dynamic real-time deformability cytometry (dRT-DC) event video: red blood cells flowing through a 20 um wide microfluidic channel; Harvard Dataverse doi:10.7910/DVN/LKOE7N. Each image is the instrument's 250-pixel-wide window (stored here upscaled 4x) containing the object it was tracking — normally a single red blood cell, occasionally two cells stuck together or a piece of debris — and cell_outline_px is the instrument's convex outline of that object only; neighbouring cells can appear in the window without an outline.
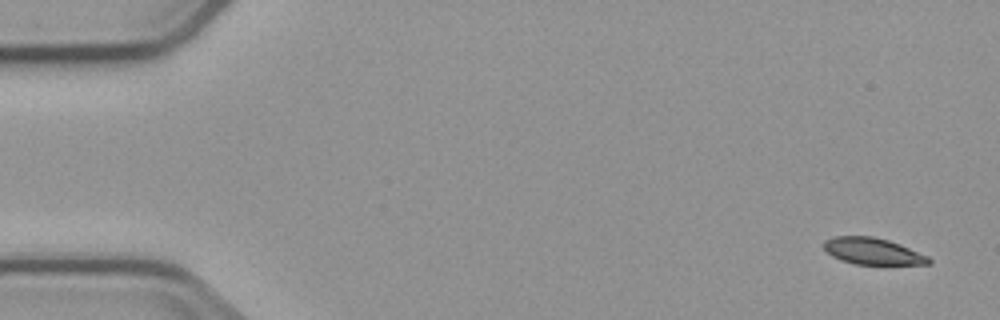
{"species": "common noctule bat (a hibernating species)", "species_latin": "Nyctalus noctula", "temperature_condition": "cold", "stored_images_in_passage": 4, "camera_frame_rate_fps": 3000, "um_per_image_px": 0.085, "animal": {"sex": "male", "body_mass_g": 23.1, "forearm_length_mm": 52.7}, "frame": {"image": 1, "passage_image": 1, "time_ms": 0.0, "image_size_px": [1000, 320], "cell_outline_px": [[932, 264], [856, 264], [840, 260], [832, 256], [824, 248], [824, 240], [832, 236], [872, 236], [888, 240], [900, 244], [928, 256], [932, 260]], "centroid_in_image_um": [74.17, 21.35], "position_along_channel_um": 10.8, "area_um2": 16.24}}
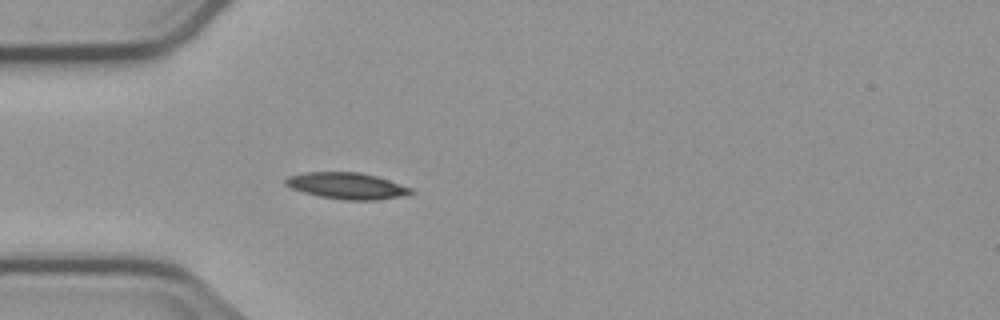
{"frame": {"image": 2, "passage_image": 4, "time_ms": 4.667, "image_size_px": [1000, 320], "cell_outline_px": [[416, 192], [400, 196], [380, 200], [344, 200], [320, 196], [304, 192], [292, 188], [284, 184], [284, 180], [288, 176], [304, 172], [360, 172], [376, 176], [412, 188]], "centroid_in_image_um": [29.48, 15.79], "position_along_channel_um": 55.5, "area_um2": 19.25}}